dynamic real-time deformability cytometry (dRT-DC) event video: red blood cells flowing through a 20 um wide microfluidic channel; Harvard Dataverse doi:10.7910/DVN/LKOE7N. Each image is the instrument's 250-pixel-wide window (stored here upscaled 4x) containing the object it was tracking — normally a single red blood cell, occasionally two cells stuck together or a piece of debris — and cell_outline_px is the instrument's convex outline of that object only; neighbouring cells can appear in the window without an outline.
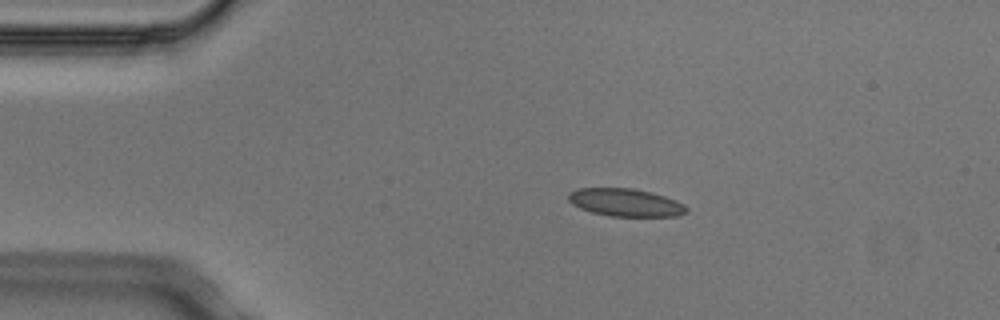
{"species": "Egyptian fruit bat (a non-hibernating species)", "species_latin": "Rousettus aegyptiacus", "temperature_condition": "cold", "stored_images_in_passage": 3, "camera_frame_rate_fps": 3000, "um_per_image_px": 0.085, "animal": {"sex": "male"}, "frame": {"image": 1, "passage_image": 1, "time_ms": 0.0, "image_size_px": [1000, 320], "cell_outline_px": [[688, 212], [676, 216], [608, 216], [592, 212], [580, 208], [572, 204], [568, 200], [568, 192], [576, 188], [632, 188], [652, 192], [676, 200], [684, 204], [688, 208]], "centroid_in_image_um": [53.16, 17.21], "position_along_channel_um": 31.8, "area_um2": 19.25}}
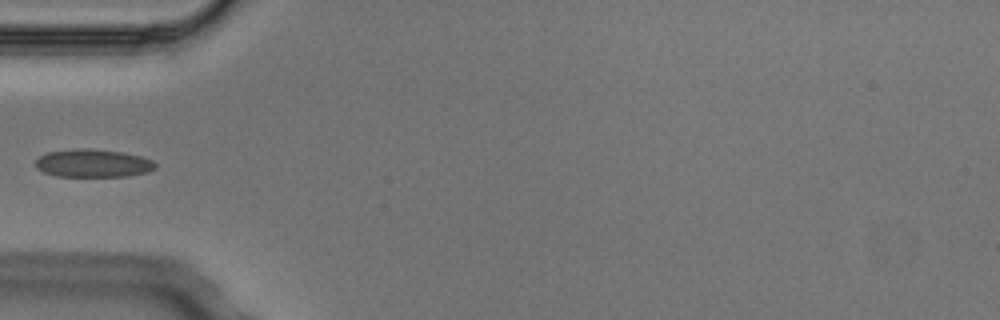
{"frame": {"image": 2, "passage_image": 3, "time_ms": 0.667, "image_size_px": [1000, 320], "cell_outline_px": [[156, 168], [148, 172], [128, 176], [56, 176], [44, 172], [36, 168], [36, 160], [40, 156], [48, 152], [76, 148], [88, 148], [124, 152], [140, 156], [152, 160], [156, 164]], "centroid_in_image_um": [7.92, 13.87], "position_along_channel_um": 77.1, "area_um2": 19.59}}